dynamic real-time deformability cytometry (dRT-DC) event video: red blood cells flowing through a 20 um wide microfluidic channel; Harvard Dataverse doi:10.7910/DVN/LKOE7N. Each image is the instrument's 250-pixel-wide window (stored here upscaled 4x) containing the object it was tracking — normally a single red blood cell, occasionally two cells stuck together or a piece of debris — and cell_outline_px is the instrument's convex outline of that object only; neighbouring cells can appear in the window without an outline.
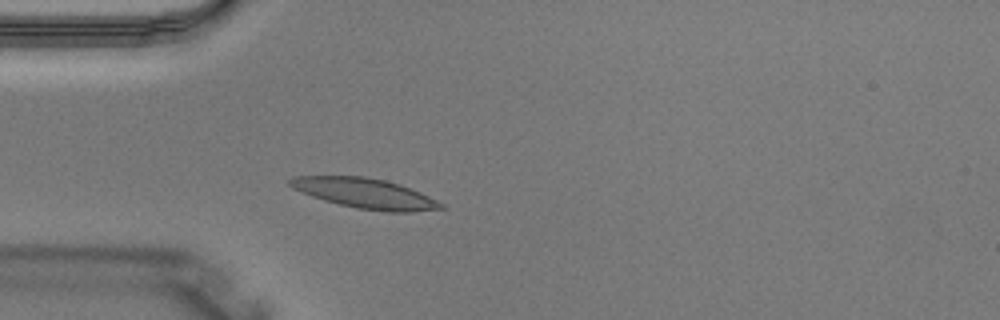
{"species": "Egyptian fruit bat (a non-hibernating species)", "species_latin": "Rousettus aegyptiacus", "temperature_condition": "warm", "stored_images_in_passage": 2, "camera_frame_rate_fps": 3000, "um_per_image_px": 0.085, "animal": {"sex": "male"}, "frame": {"image": 1, "passage_image": 2, "time_ms": 0.333, "image_size_px": [1000, 320], "cell_outline_px": [[444, 208], [412, 212], [388, 212], [356, 208], [324, 200], [300, 192], [292, 188], [288, 184], [288, 180], [292, 176], [364, 176], [384, 180], [400, 184], [420, 192], [444, 204]], "centroid_in_image_um": [31.01, 16.43], "position_along_channel_um": 54.0, "area_um2": 26.41}}